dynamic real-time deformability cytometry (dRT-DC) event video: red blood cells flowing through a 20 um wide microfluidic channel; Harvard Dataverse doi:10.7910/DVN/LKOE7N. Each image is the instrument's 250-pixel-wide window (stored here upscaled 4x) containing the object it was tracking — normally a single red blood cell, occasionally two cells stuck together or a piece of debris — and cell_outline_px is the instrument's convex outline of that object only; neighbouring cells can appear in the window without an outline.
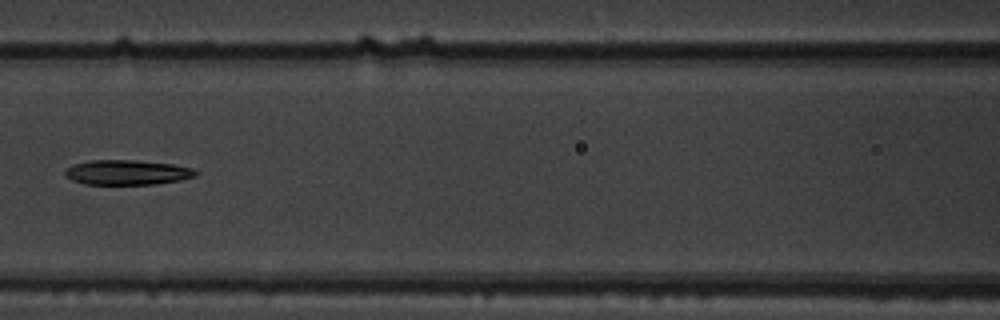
{"species": "common noctule bat (a hibernating species)", "species_latin": "Nyctalus noctula", "temperature_condition": "warm", "stored_images_in_passage": 7, "camera_frame_rate_fps": 3000, "um_per_image_px": 0.085, "animal": {"sex": "male", "body_mass_g": 19.5, "forearm_length_mm": 54.6}, "frame": {"image": 1, "passage_image": 6, "time_ms": 1.667, "image_size_px": [1000, 320], "cell_outline_px": [[196, 176], [180, 180], [152, 184], [84, 184], [72, 180], [64, 176], [64, 172], [68, 168], [76, 164], [88, 160], [132, 160], [172, 164], [192, 168], [196, 172]], "centroid_in_image_um": [10.78, 14.65], "position_along_channel_um": 155.8, "area_um2": 18.73}}
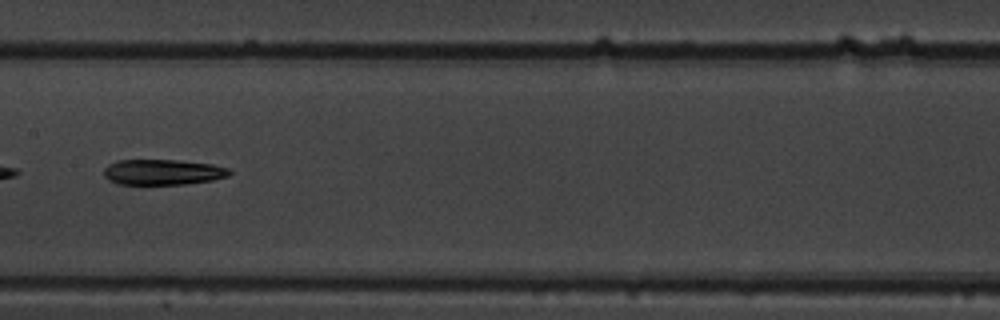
{"frame": {"image": 2, "passage_image": 7, "time_ms": 2.0, "image_size_px": [1000, 320], "cell_outline_px": [[232, 172], [228, 176], [212, 180], [184, 184], [116, 184], [108, 180], [104, 176], [104, 168], [108, 164], [116, 160], [176, 160], [212, 164], [228, 168]], "centroid_in_image_um": [13.8, 14.63], "position_along_channel_um": 193.6, "area_um2": 18.73}}